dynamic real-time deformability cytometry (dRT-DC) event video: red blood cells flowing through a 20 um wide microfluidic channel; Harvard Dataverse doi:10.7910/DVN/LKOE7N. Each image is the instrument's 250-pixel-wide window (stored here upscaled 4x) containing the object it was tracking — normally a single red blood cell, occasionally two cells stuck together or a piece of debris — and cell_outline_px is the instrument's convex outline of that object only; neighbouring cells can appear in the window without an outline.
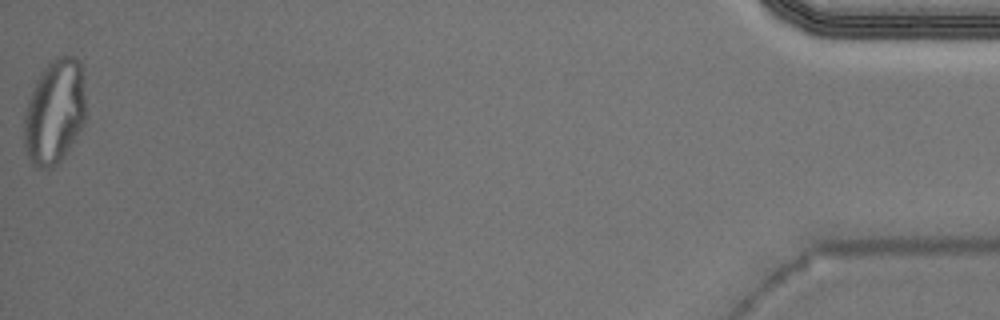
{"species": "Egyptian fruit bat (a non-hibernating species)", "species_latin": "Rousettus aegyptiacus", "temperature_condition": "warm", "stored_images_in_passage": 51, "camera_frame_rate_fps": 3000, "um_per_image_px": 0.085, "animal": {"sex": "male"}, "frame": {"image": 1, "passage_image": 51, "time_ms": 16.667, "image_size_px": [1000, 320], "cell_outline_px": [[84, 124], [60, 160], [52, 168], [36, 168], [32, 164], [28, 156], [24, 144], [24, 116], [28, 100], [44, 68], [56, 56], [76, 56], [80, 60], [84, 76]], "centroid_in_image_um": [4.65, 9.49], "position_along_channel_um": 430.6, "area_um2": 37.34}, "authors_computed_cell_mechanics": {"area_um2": 23.0044, "velocity_mm_per_s": 3.9821, "shape_relaxation_time_tau1_ms": null, "shape_relaxation_time_tau2_ms": 1.5532, "deformation_change_tau1": null, "deformation_change_tau2": 0.0804}}